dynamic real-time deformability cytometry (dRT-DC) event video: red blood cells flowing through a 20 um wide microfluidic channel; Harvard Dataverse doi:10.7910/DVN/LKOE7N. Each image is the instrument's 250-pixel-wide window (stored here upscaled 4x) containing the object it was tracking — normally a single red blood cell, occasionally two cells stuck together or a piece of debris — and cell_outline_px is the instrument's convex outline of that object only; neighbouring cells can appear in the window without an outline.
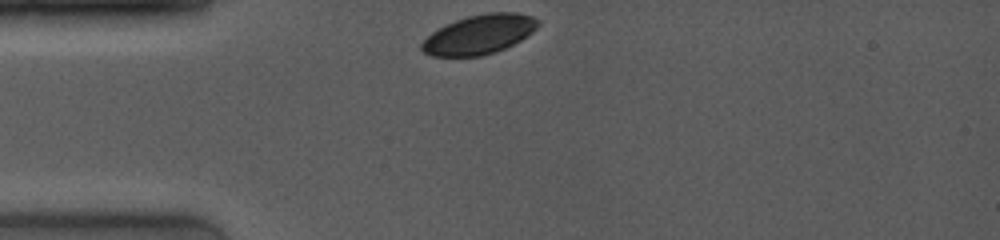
{"species": "common noctule bat (a hibernating species)", "species_latin": "Nyctalus noctula", "temperature_condition": "room temperature", "stored_images_in_passage": 17, "camera_frame_rate_fps": 4000, "um_per_image_px": 0.085, "animal": {"sex": "female", "body_mass_g": 19.0, "forearm_length_mm": 53.3}, "frame": {"image": 1, "passage_image": 1, "time_ms": 0.0, "image_size_px": [1000, 240], "cell_outline_px": [[540, 24], [532, 32], [520, 40], [496, 52], [480, 56], [432, 56], [424, 52], [420, 48], [420, 44], [432, 32], [456, 20], [468, 16], [488, 12], [516, 12], [532, 16], [540, 20]], "centroid_in_image_um": [40.75, 2.92], "position_along_channel_um": 44.2, "area_um2": 26.47}}
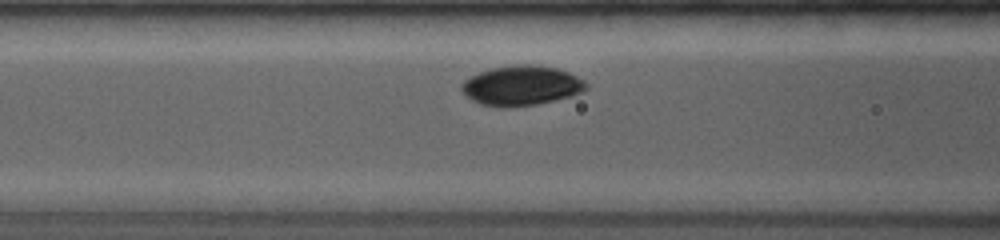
{"frame": {"image": 2, "passage_image": 8, "time_ms": 2.5, "image_size_px": [1000, 240], "cell_outline_px": [[588, 88], [572, 96], [536, 104], [508, 108], [504, 108], [480, 104], [472, 100], [460, 88], [460, 84], [464, 80], [480, 72], [492, 68], [516, 64], [532, 64], [556, 68], [568, 72], [584, 80], [588, 84]], "centroid_in_image_um": [44.32, 7.28], "position_along_channel_um": 122.3, "area_um2": 28.9}}
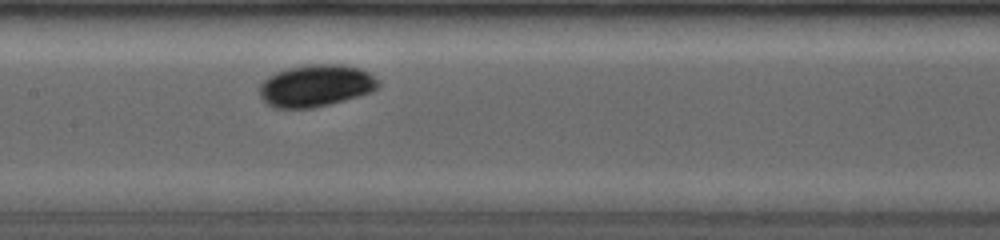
{"frame": {"image": 3, "passage_image": 12, "time_ms": 4.0, "image_size_px": [1000, 240], "cell_outline_px": [[380, 84], [372, 92], [344, 100], [312, 108], [272, 108], [260, 96], [260, 84], [268, 76], [276, 72], [288, 68], [304, 64], [344, 64], [360, 68], [368, 72], [380, 80]], "centroid_in_image_um": [26.86, 7.27], "position_along_channel_um": 180.5, "area_um2": 29.25}}